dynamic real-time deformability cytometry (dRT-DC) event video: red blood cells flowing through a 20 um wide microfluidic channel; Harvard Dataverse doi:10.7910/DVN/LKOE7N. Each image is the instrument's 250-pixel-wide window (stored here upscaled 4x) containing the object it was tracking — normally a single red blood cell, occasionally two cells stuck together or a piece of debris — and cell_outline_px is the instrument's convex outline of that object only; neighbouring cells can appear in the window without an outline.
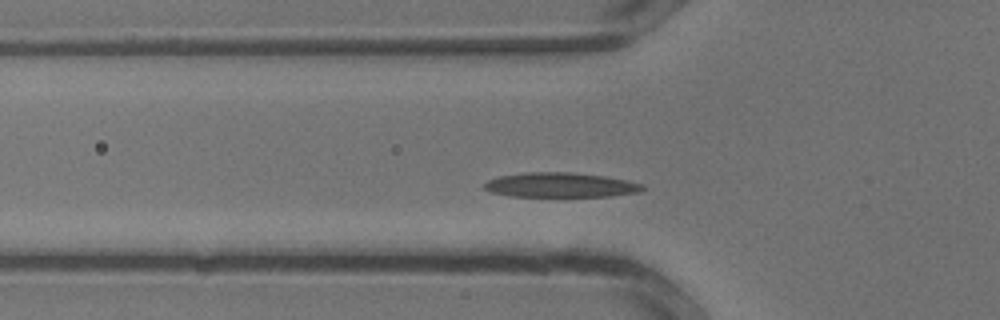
{"species": "common noctule bat (a hibernating species)", "species_latin": "Nyctalus noctula", "temperature_condition": "warm", "stored_images_in_passage": 29, "camera_frame_rate_fps": 3000, "um_per_image_px": 0.085, "animal": {"sex": "male", "body_mass_g": 13.3}, "frame": {"image": 1, "passage_image": 6, "time_ms": 1.667, "image_size_px": [1000, 320], "cell_outline_px": [[644, 188], [640, 192], [612, 196], [508, 196], [492, 192], [484, 188], [484, 184], [488, 180], [500, 176], [528, 172], [572, 172], [604, 176], [628, 180], [644, 184]], "centroid_in_image_um": [47.68, 15.72], "position_along_channel_um": 78.1, "area_um2": 22.72}}
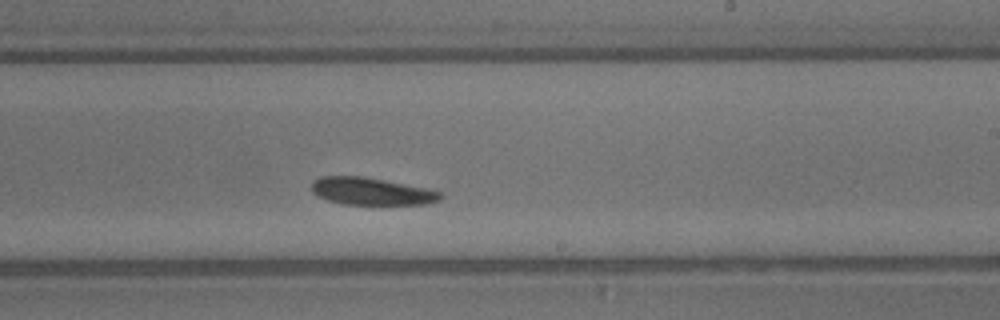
{"frame": {"image": 2, "passage_image": 15, "time_ms": 4.667, "image_size_px": [1000, 320], "cell_outline_px": [[444, 196], [440, 200], [424, 204], [344, 204], [328, 200], [312, 192], [312, 184], [320, 176], [364, 176], [428, 188], [440, 192]], "centroid_in_image_um": [31.61, 16.25], "position_along_channel_um": 257.4, "area_um2": 20.4}}
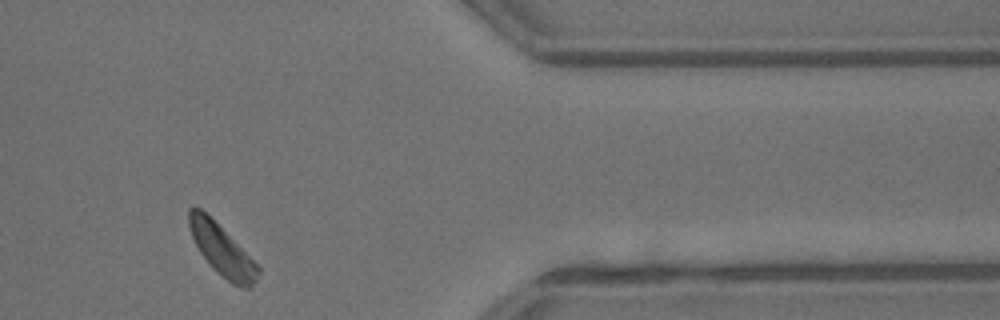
{"frame": {"image": 3, "passage_image": 23, "time_ms": 7.333, "image_size_px": [1000, 320], "cell_outline_px": [[260, 272], [252, 288], [240, 288], [232, 284], [216, 272], [212, 268], [200, 252], [188, 228], [188, 208], [200, 208], [260, 268]], "centroid_in_image_um": [18.84, 21.33], "position_along_channel_um": 392.6, "area_um2": 19.77}}